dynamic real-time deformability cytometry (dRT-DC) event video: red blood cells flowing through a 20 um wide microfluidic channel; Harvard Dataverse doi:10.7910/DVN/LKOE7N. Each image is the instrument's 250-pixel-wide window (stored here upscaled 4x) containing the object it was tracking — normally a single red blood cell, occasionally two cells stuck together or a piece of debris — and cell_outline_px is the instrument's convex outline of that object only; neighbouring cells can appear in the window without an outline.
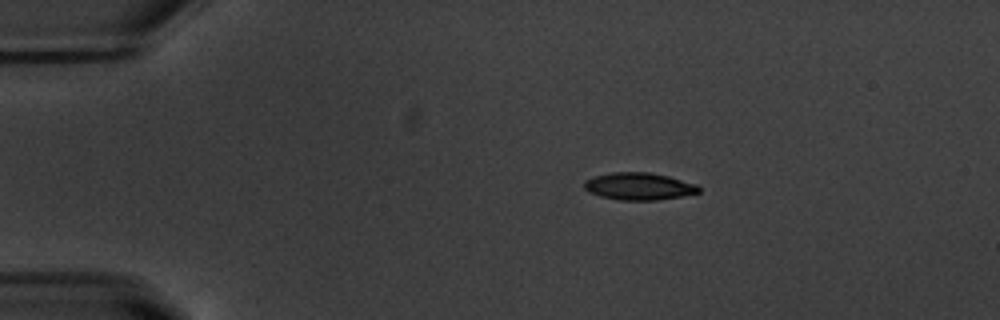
{"species": "common noctule bat (a hibernating species)", "species_latin": "Nyctalus noctula", "temperature_condition": "warm", "stored_images_in_passage": 45, "camera_frame_rate_fps": 3000, "um_per_image_px": 0.085, "animal": {"sex": "male", "body_mass_g": 20.1, "forearm_length_mm": 53.5}, "frame": {"image": 1, "passage_image": 1, "time_ms": 0.0, "image_size_px": [1000, 320], "cell_outline_px": [[700, 192], [680, 196], [656, 200], [620, 200], [600, 196], [588, 192], [584, 188], [584, 180], [596, 176], [612, 172], [648, 172], [668, 176], [696, 184], [700, 188]], "centroid_in_image_um": [54.28, 15.83], "position_along_channel_um": 30.7, "area_um2": 18.09}}
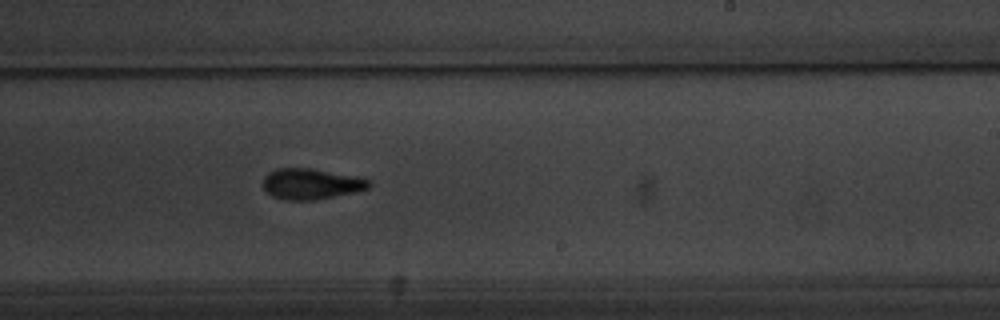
{"frame": {"image": 2, "passage_image": 24, "time_ms": 7.667, "image_size_px": [1000, 320], "cell_outline_px": [[372, 184], [368, 188], [356, 192], [316, 200], [280, 200], [272, 196], [260, 184], [264, 176], [268, 172], [276, 168], [312, 168], [364, 176], [372, 180]], "centroid_in_image_um": [26.48, 15.62], "position_along_channel_um": 262.5, "area_um2": 19.77}}
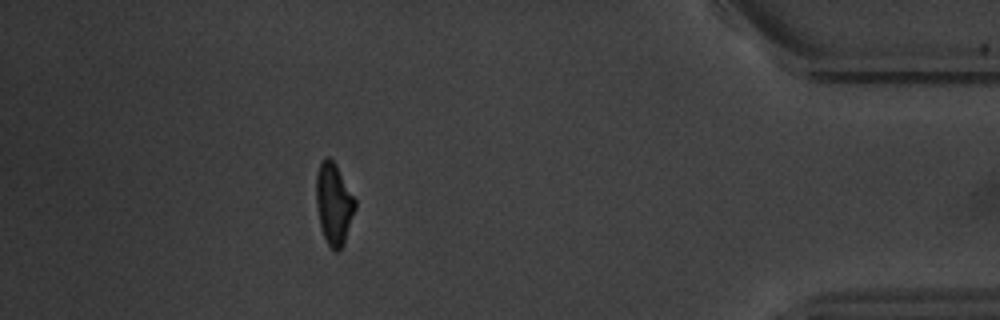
{"frame": {"image": 3, "passage_image": 39, "time_ms": 12.667, "image_size_px": [1000, 320], "cell_outline_px": [[356, 208], [344, 244], [336, 252], [328, 244], [324, 236], [320, 224], [316, 204], [316, 172], [320, 164], [328, 156], [336, 164], [356, 200]], "centroid_in_image_um": [28.38, 17.32], "position_along_channel_um": 406.8, "area_um2": 18.38}, "authors_computed_cell_mechanics": {"area_um2": 18.6694, "velocity_mm_per_s": 3.7756, "shape_relaxation_time_tau1_ms": 3.5164, "shape_relaxation_time_tau2_ms": 2.2986, "deformation_change_tau1": 0.1663, "deformation_change_tau2": 0.0951}}